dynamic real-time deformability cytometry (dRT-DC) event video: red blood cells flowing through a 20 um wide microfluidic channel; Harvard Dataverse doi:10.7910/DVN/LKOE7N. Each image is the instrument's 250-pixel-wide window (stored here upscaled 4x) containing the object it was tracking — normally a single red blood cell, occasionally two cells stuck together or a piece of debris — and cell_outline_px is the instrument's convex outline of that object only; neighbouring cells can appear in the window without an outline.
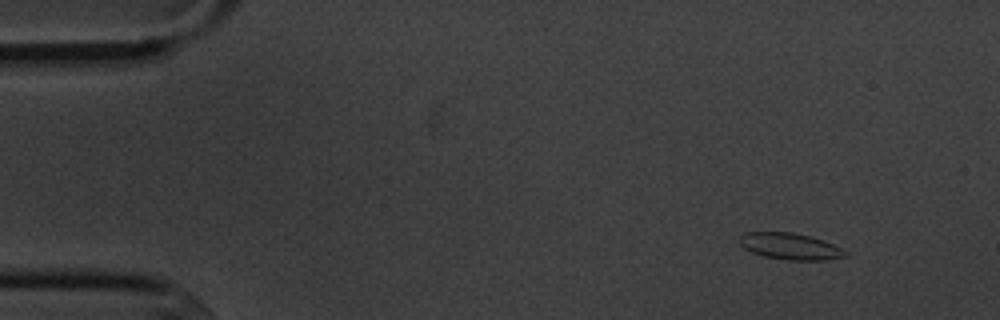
{"species": "common noctule bat (a hibernating species)", "species_latin": "Nyctalus noctula", "temperature_condition": "cold", "stored_images_in_passage": 3, "camera_frame_rate_fps": 3000, "um_per_image_px": 0.085, "animal": {"sex": "male", "body_mass_g": 20.1, "forearm_length_mm": 53.5}, "frame": {"image": 1, "passage_image": 1, "time_ms": 0.0, "image_size_px": [1000, 320], "cell_outline_px": [[848, 256], [824, 260], [788, 260], [764, 256], [752, 252], [744, 248], [740, 244], [740, 236], [744, 232], [792, 232], [824, 240], [848, 252]], "centroid_in_image_um": [67.16, 20.93], "position_along_channel_um": 17.8, "area_um2": 16.24}}